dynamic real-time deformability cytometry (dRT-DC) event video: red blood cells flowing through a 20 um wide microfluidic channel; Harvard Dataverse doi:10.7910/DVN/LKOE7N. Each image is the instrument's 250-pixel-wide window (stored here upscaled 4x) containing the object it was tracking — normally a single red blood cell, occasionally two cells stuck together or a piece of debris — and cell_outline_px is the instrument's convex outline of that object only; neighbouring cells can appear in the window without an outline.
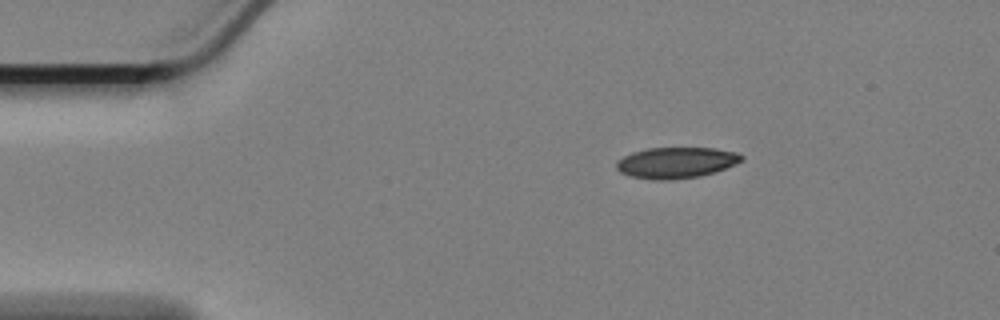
{"species": "Egyptian fruit bat (a non-hibernating species)", "species_latin": "Rousettus aegyptiacus", "temperature_condition": "cold", "stored_images_in_passage": 50, "camera_frame_rate_fps": 3000, "um_per_image_px": 0.085, "animal": {"sex": "female"}, "frame": {"image": 1, "passage_image": 1, "time_ms": 0.0, "image_size_px": [1000, 320], "cell_outline_px": [[744, 160], [736, 164], [716, 172], [700, 176], [672, 180], [652, 180], [632, 176], [620, 172], [616, 168], [616, 160], [632, 152], [648, 148], [716, 148], [736, 152], [744, 156]], "centroid_in_image_um": [57.49, 13.83], "position_along_channel_um": 27.5, "area_um2": 22.83}}
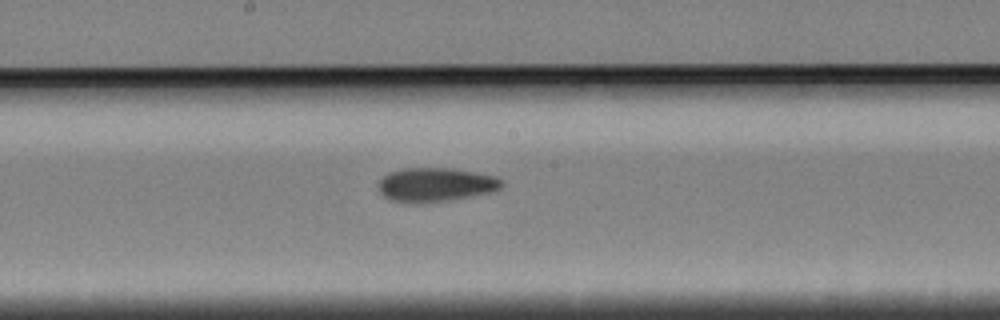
{"frame": {"image": 2, "passage_image": 22, "time_ms": 7.0, "image_size_px": [1000, 320], "cell_outline_px": [[504, 184], [500, 188], [492, 192], [448, 200], [392, 200], [384, 196], [376, 188], [376, 184], [388, 172], [404, 168], [452, 168], [496, 176], [504, 180]], "centroid_in_image_um": [37.06, 15.65], "position_along_channel_um": 211.1, "area_um2": 23.81}}
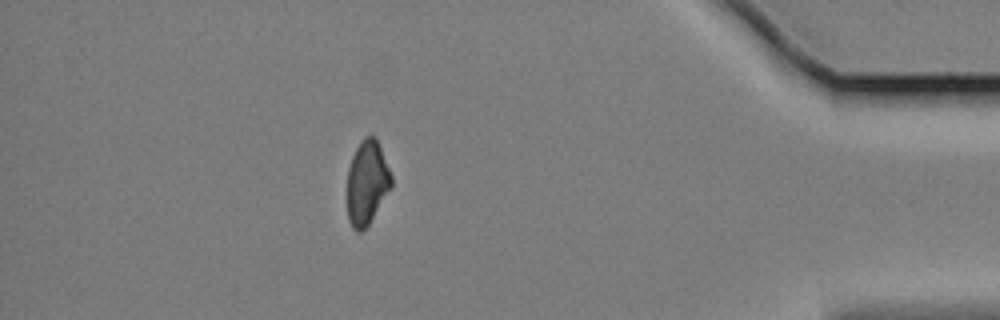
{"frame": {"image": 3, "passage_image": 43, "time_ms": 14.0, "image_size_px": [1000, 320], "cell_outline_px": [[392, 184], [368, 224], [360, 232], [356, 232], [352, 228], [348, 220], [348, 168], [352, 156], [360, 140], [364, 136], [376, 136], [392, 176]], "centroid_in_image_um": [31.18, 15.48], "position_along_channel_um": 404.0, "area_um2": 21.33}, "authors_computed_cell_mechanics": {"area_um2": 23.409, "velocity_mm_per_s": 3.3931, "shape_relaxation_time_tau1_ms": null, "shape_relaxation_time_tau2_ms": 8.1864, "deformation_change_tau1": null, "deformation_change_tau2": 0.1521}}